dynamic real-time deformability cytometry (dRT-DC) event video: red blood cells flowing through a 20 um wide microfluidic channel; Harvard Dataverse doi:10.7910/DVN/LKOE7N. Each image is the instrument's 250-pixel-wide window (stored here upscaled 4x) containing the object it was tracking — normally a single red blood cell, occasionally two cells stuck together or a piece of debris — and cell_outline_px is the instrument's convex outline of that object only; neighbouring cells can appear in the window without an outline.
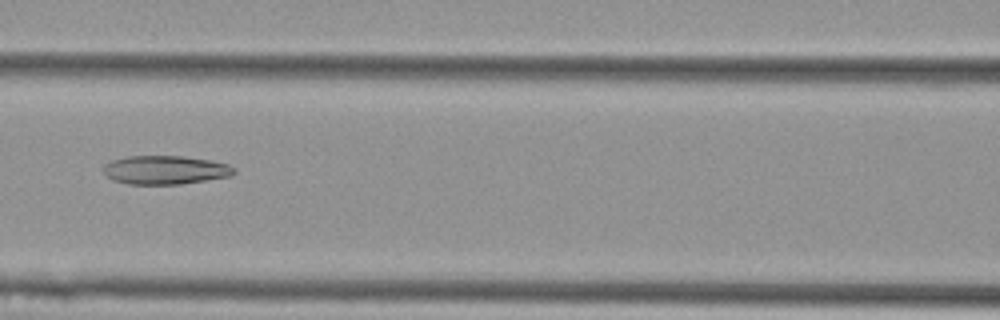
{"species": "Egyptian fruit bat (a non-hibernating species)", "species_latin": "Rousettus aegyptiacus", "temperature_condition": "cold", "stored_images_in_passage": 5, "camera_frame_rate_fps": 3000, "um_per_image_px": 0.085, "animal": {"sex": "female"}, "frame": {"image": 1, "passage_image": 3, "time_ms": 0.667, "image_size_px": [1000, 320], "cell_outline_px": [[236, 172], [228, 176], [180, 184], [128, 184], [112, 180], [104, 172], [104, 164], [112, 160], [128, 156], [184, 156], [212, 160], [228, 164], [236, 168]], "centroid_in_image_um": [14.05, 14.44], "position_along_channel_um": 152.6, "area_um2": 21.79}}
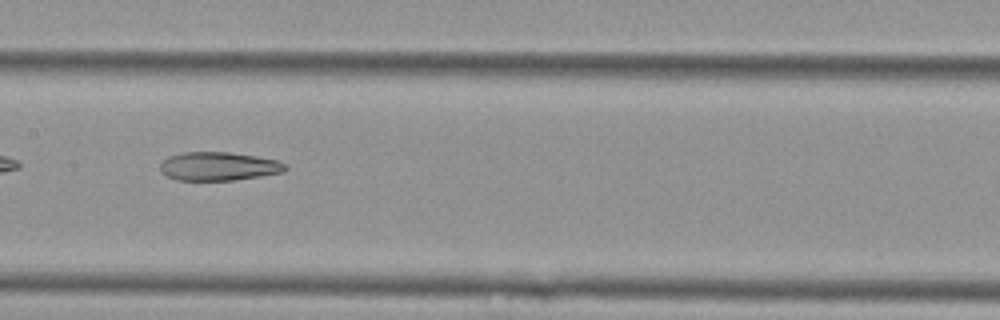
{"frame": {"image": 2, "passage_image": 4, "time_ms": 1.0, "image_size_px": [1000, 320], "cell_outline_px": [[288, 168], [284, 172], [232, 180], [176, 180], [160, 172], [160, 164], [168, 156], [184, 152], [228, 152], [256, 156], [276, 160], [284, 164]], "centroid_in_image_um": [18.55, 14.13], "position_along_channel_um": 188.9, "area_um2": 20.69}}
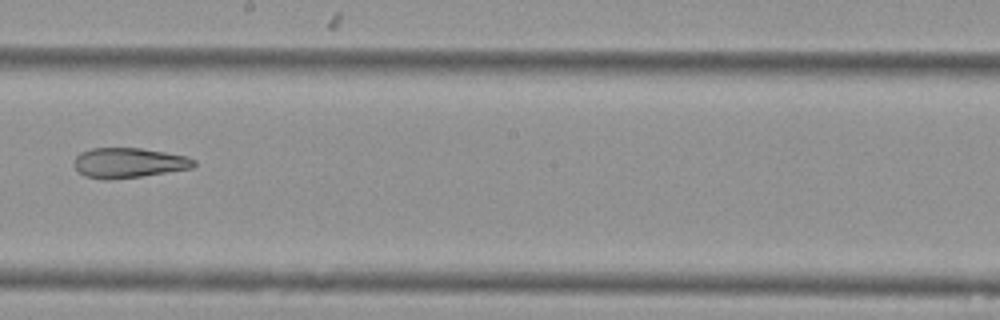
{"frame": {"image": 3, "passage_image": 5, "time_ms": 1.333, "image_size_px": [1000, 320], "cell_outline_px": [[196, 164], [192, 168], [140, 176], [108, 180], [104, 180], [84, 176], [76, 172], [72, 164], [72, 160], [80, 152], [92, 148], [140, 148], [188, 156], [196, 160]], "centroid_in_image_um": [10.87, 13.84], "position_along_channel_um": 237.3, "area_um2": 21.21}}